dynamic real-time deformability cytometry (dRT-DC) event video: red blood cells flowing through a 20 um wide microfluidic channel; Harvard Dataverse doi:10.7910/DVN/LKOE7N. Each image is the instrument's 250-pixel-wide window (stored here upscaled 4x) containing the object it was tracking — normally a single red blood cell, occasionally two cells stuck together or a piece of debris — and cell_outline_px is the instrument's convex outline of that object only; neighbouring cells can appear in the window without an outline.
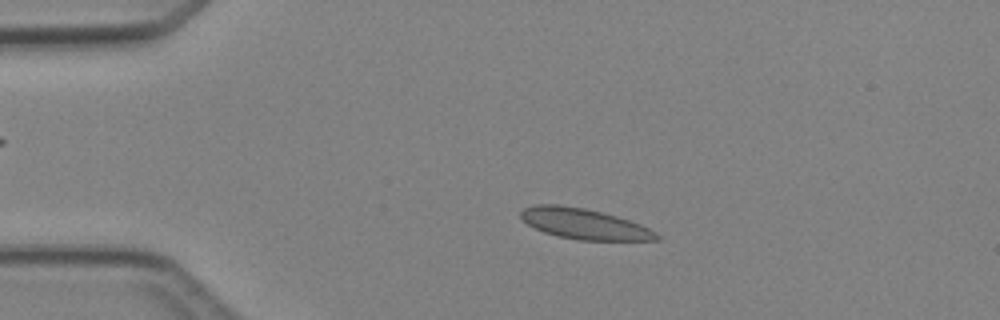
{"species": "Egyptian fruit bat (a non-hibernating species)", "species_latin": "Rousettus aegyptiacus", "temperature_condition": "cold", "stored_images_in_passage": 3, "camera_frame_rate_fps": 3000, "um_per_image_px": 0.085, "animal": {"sex": "female"}, "frame": {"image": 1, "passage_image": 2, "time_ms": 2.0, "image_size_px": [1000, 320], "cell_outline_px": [[660, 240], [576, 240], [556, 236], [544, 232], [528, 224], [520, 216], [520, 212], [524, 208], [536, 204], [560, 204], [584, 208], [604, 212], [640, 224], [656, 232], [660, 236]], "centroid_in_image_um": [49.65, 19.02], "position_along_channel_um": 35.3, "area_um2": 24.22}}